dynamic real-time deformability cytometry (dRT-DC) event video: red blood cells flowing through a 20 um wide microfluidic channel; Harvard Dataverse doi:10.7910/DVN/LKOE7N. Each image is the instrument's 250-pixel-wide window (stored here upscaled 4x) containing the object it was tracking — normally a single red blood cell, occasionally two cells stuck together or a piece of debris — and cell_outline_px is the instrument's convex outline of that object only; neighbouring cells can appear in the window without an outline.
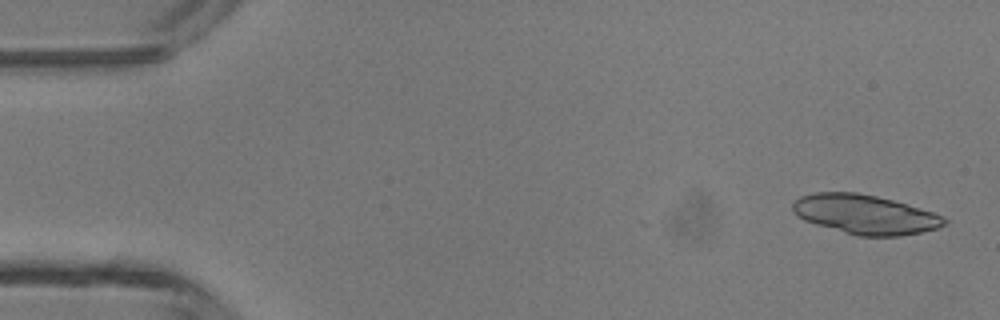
{"species": "common noctule bat (a hibernating species)", "species_latin": "Nyctalus noctula", "temperature_condition": "room temperature", "stored_images_in_passage": 13, "camera_frame_rate_fps": 3000, "um_per_image_px": 0.085, "animal": {"sex": "male", "body_mass_g": 13.3}, "frame": {"image": 1, "passage_image": 2, "time_ms": 0.333, "image_size_px": [1000, 320], "cell_outline_px": [[948, 224], [936, 228], [920, 232], [900, 236], [856, 236], [816, 224], [804, 220], [796, 216], [792, 212], [792, 204], [800, 196], [816, 192], [856, 192], [876, 196], [892, 200], [920, 208], [944, 216], [948, 220]], "centroid_in_image_um": [73.52, 18.23], "position_along_channel_um": 11.5, "area_um2": 34.8}}